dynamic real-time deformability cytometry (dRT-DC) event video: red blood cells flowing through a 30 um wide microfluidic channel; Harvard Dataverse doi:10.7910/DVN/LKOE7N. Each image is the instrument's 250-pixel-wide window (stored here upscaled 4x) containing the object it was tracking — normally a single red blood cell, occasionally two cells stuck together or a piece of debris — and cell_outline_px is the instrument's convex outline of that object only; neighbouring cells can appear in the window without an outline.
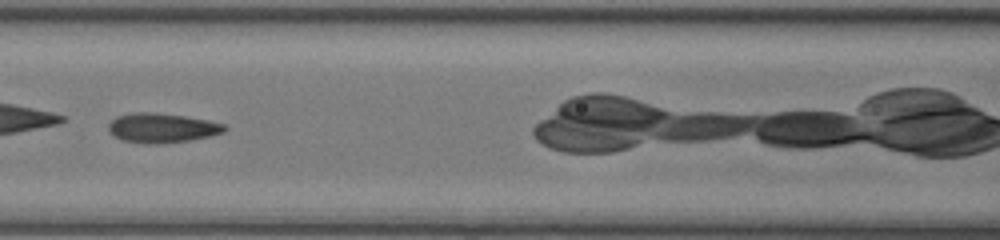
{"species": "common noctule bat (a hibernating species)", "species_latin": "Nyctalus noctula", "temperature_condition": "room temperature", "stored_images_in_passage": 24, "camera_frame_rate_fps": 3000, "um_per_image_px": 0.085, "animal": {"sex": "female", "body_mass_g": 17.0, "forearm_length_mm": 48.0}, "frame": {"image": 1, "passage_image": 8, "time_ms": 2.333, "image_size_px": [1000, 240], "cell_outline_px": [[228, 128], [224, 132], [212, 136], [192, 140], [164, 144], [144, 144], [120, 140], [112, 136], [108, 132], [108, 124], [116, 116], [132, 112], [152, 112], [184, 116], [208, 120], [224, 124]], "centroid_in_image_um": [13.74, 10.89], "position_along_channel_um": 152.9, "area_um2": 20.46}}